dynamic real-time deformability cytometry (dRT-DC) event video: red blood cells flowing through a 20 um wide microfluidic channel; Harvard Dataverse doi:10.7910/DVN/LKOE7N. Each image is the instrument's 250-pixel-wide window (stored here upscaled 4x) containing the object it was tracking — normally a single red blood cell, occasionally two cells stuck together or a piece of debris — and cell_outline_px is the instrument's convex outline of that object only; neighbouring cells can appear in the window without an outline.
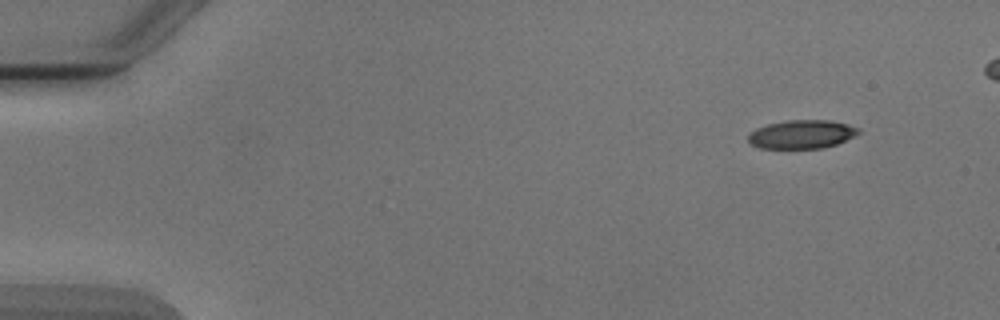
{"species": "Egyptian fruit bat (a non-hibernating species)", "species_latin": "Rousettus aegyptiacus", "temperature_condition": "cold", "stored_images_in_passage": 4, "camera_frame_rate_fps": 3000, "um_per_image_px": 0.085, "animal": {"sex": "male"}, "frame": {"image": 1, "passage_image": 1, "time_ms": 0.0, "image_size_px": [1000, 320], "cell_outline_px": [[860, 132], [836, 144], [820, 148], [760, 148], [752, 144], [748, 140], [748, 136], [756, 128], [768, 124], [788, 120], [828, 120], [848, 124], [860, 128]], "centroid_in_image_um": [68.14, 11.41], "position_along_channel_um": 16.9, "area_um2": 18.09}}